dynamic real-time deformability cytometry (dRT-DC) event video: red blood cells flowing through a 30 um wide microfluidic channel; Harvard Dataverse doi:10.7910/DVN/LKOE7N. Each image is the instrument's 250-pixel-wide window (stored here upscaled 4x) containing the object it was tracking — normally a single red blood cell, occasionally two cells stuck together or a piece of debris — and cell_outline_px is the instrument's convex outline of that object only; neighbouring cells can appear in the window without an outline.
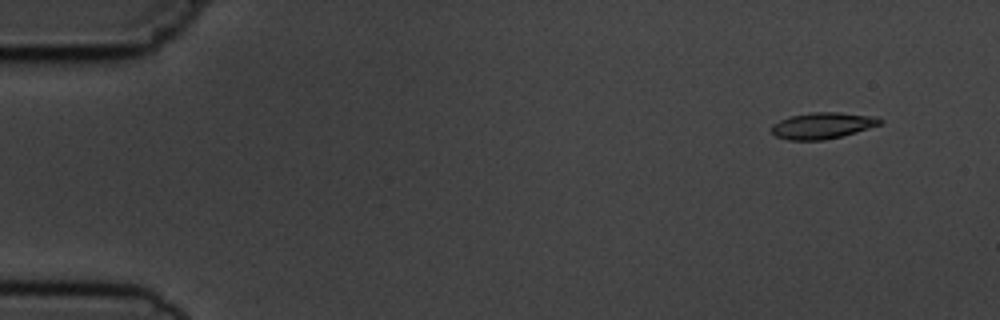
{"species": "common noctule bat (a hibernating species)", "species_latin": "Nyctalus noctula", "temperature_condition": "cold", "stored_images_in_passage": 6, "camera_frame_rate_fps": 3000, "um_per_image_px": 0.085, "animal": {"sex": "male", "body_mass_g": 19.5, "forearm_length_mm": 54.6}, "frame": {"image": 1, "passage_image": 1, "time_ms": 0.0, "image_size_px": [1000, 320], "cell_outline_px": [[884, 120], [880, 124], [856, 132], [824, 140], [788, 140], [776, 136], [772, 132], [772, 124], [780, 120], [792, 116], [812, 112], [840, 112], [876, 116]], "centroid_in_image_um": [69.93, 10.67], "position_along_channel_um": 15.1, "area_um2": 16.53}}
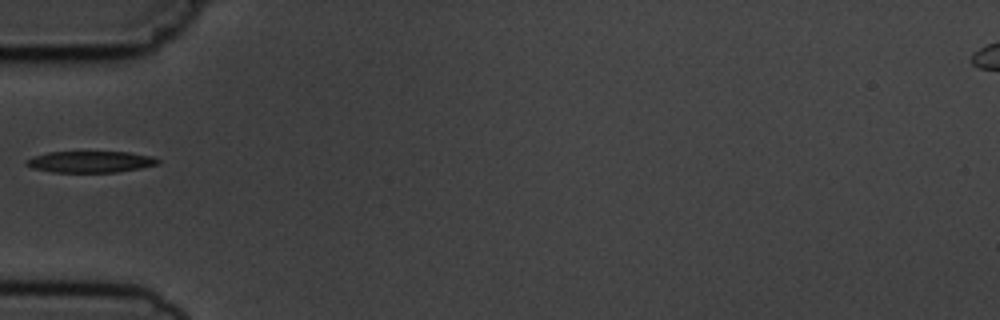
{"frame": {"image": 2, "passage_image": 5, "time_ms": 4.667, "image_size_px": [1000, 320], "cell_outline_px": [[160, 164], [140, 168], [116, 172], [52, 172], [32, 168], [24, 164], [24, 160], [48, 152], [128, 152], [152, 156], [160, 160]], "centroid_in_image_um": [7.68, 13.75], "position_along_channel_um": 77.3, "area_um2": 16.42}}
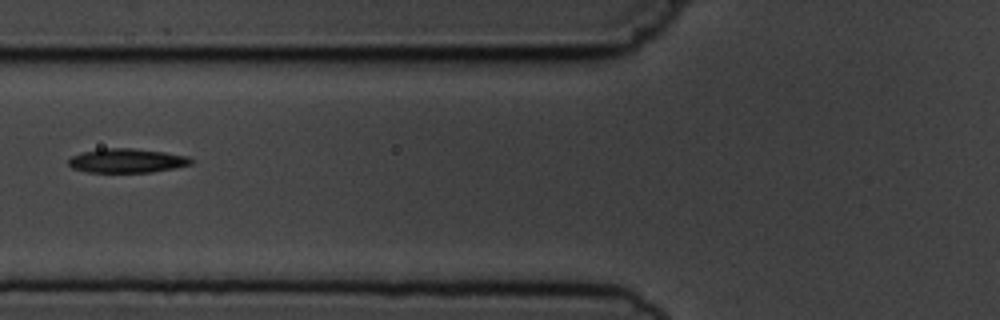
{"frame": {"image": 3, "passage_image": 6, "time_ms": 5.667, "image_size_px": [1000, 320], "cell_outline_px": [[196, 160], [192, 164], [152, 172], [88, 172], [72, 168], [68, 164], [68, 160], [72, 156], [80, 152], [104, 148], [132, 148], [164, 152], [188, 156]], "centroid_in_image_um": [10.79, 13.65], "position_along_channel_um": 115.0, "area_um2": 17.28}}